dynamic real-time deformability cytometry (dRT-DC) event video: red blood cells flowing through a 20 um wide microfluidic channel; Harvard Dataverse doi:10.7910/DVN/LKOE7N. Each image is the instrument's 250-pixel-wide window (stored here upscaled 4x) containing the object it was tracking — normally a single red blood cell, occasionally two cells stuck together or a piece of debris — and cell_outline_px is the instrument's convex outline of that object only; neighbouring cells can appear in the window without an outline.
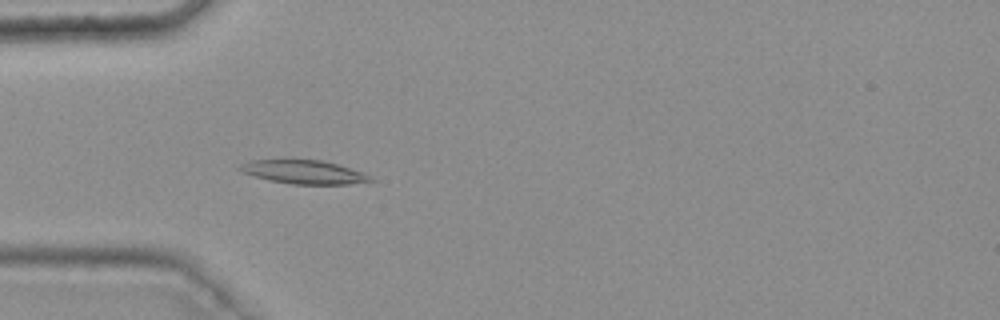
{"species": "common noctule bat (a hibernating species)", "species_latin": "Nyctalus noctula", "temperature_condition": "warm", "stored_images_in_passage": 47, "camera_frame_rate_fps": 3000, "um_per_image_px": 0.085, "animal": {"sex": "female", "body_mass_g": 25.1}, "frame": {"image": 1, "passage_image": 17, "time_ms": 5.333, "image_size_px": [1000, 320], "cell_outline_px": [[376, 180], [348, 184], [292, 184], [268, 180], [244, 172], [236, 168], [240, 164], [248, 160], [320, 160], [336, 164], [360, 172]], "centroid_in_image_um": [25.76, 14.62], "position_along_channel_um": 59.2, "area_um2": 17.57}}
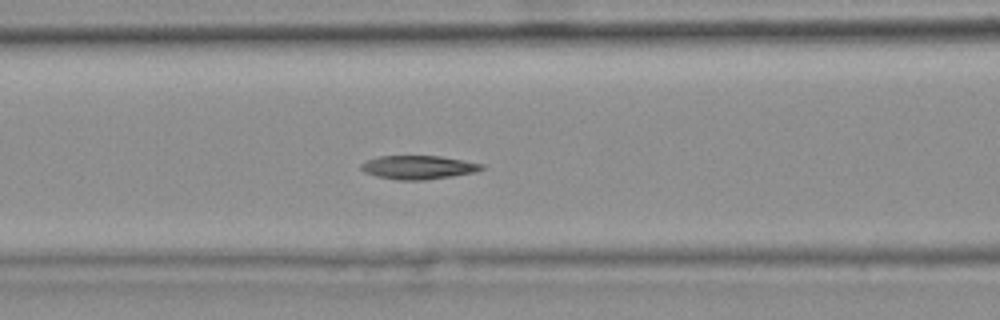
{"frame": {"image": 2, "passage_image": 23, "time_ms": 7.333, "image_size_px": [1000, 320], "cell_outline_px": [[484, 168], [472, 172], [452, 176], [424, 180], [396, 180], [376, 176], [364, 172], [360, 168], [360, 164], [368, 160], [380, 156], [440, 156], [464, 160], [484, 164]], "centroid_in_image_um": [35.53, 14.22], "position_along_channel_um": 131.1, "area_um2": 16.53}}
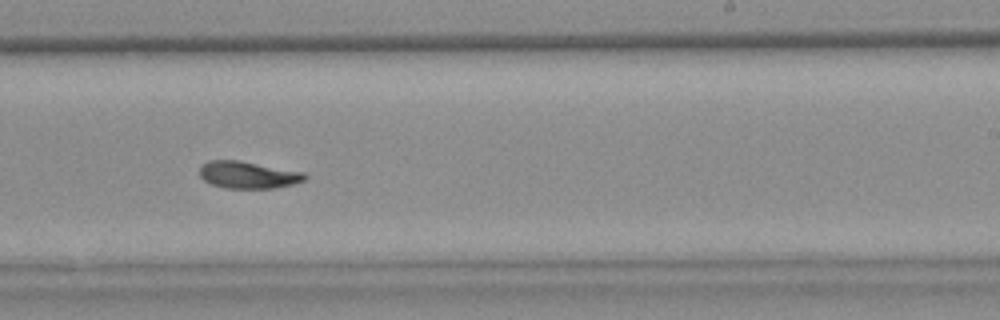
{"frame": {"image": 3, "passage_image": 34, "time_ms": 11.0, "image_size_px": [1000, 320], "cell_outline_px": [[308, 176], [304, 180], [292, 184], [272, 188], [224, 188], [212, 184], [204, 180], [200, 176], [200, 164], [208, 160], [240, 160], [304, 172]], "centroid_in_image_um": [21.06, 14.85], "position_along_channel_um": 267.9, "area_um2": 16.65}, "authors_computed_cell_mechanics": {"area_um2": 17.1666, "velocity_mm_per_s": 3.7472, "shape_relaxation_time_tau1_ms": null, "shape_relaxation_time_tau2_ms": 4.4157, "deformation_change_tau1": null, "deformation_change_tau2": 0.1025}}